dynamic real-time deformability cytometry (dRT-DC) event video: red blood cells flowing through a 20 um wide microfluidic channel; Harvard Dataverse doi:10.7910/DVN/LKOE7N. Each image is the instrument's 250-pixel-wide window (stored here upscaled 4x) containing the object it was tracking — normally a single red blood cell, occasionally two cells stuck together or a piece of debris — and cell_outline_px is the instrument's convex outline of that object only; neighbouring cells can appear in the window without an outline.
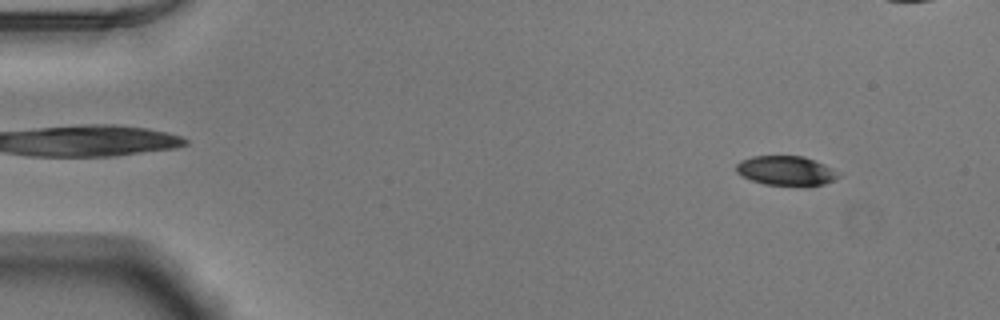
{"species": "Egyptian fruit bat (a non-hibernating species)", "species_latin": "Rousettus aegyptiacus", "temperature_condition": "warm", "stored_images_in_passage": 54, "camera_frame_rate_fps": 3000, "um_per_image_px": 0.085, "animal": {"sex": "male"}, "frame": {"image": 1, "passage_image": 6, "time_ms": 1.667, "image_size_px": [1000, 320], "cell_outline_px": [[840, 176], [824, 184], [764, 184], [752, 180], [736, 172], [736, 164], [740, 160], [752, 156], [804, 156], [824, 164], [840, 172]], "centroid_in_image_um": [66.8, 14.47], "position_along_channel_um": 18.2, "area_um2": 17.17}}
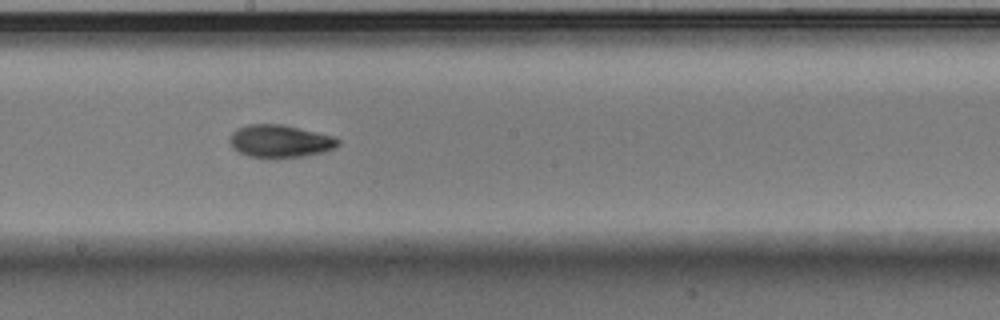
{"frame": {"image": 2, "passage_image": 30, "time_ms": 9.667, "image_size_px": [1000, 320], "cell_outline_px": [[340, 144], [324, 152], [308, 156], [248, 156], [240, 152], [232, 144], [232, 132], [236, 128], [248, 124], [280, 124], [332, 136], [340, 140]], "centroid_in_image_um": [23.83, 11.98], "position_along_channel_um": 224.4, "area_um2": 19.83}}
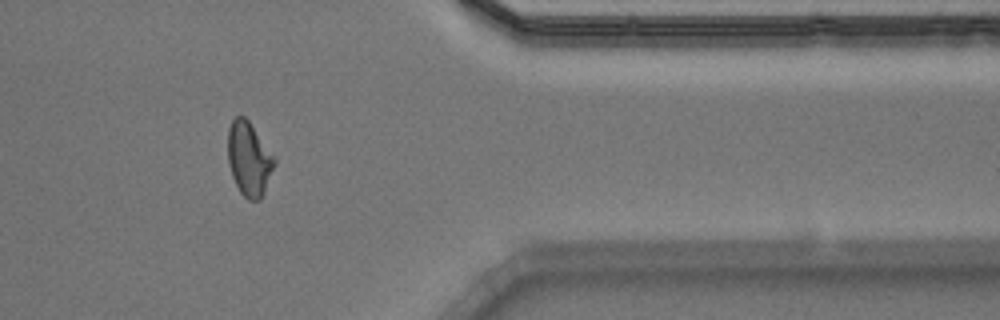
{"frame": {"image": 3, "passage_image": 44, "time_ms": 14.333, "image_size_px": [1000, 320], "cell_outline_px": [[276, 164], [264, 192], [260, 200], [248, 200], [240, 192], [232, 176], [228, 164], [228, 128], [232, 120], [236, 116], [244, 116], [248, 120], [276, 156]], "centroid_in_image_um": [21.18, 13.5], "position_along_channel_um": 390.2, "area_um2": 20.29}, "authors_computed_cell_mechanics": {"area_um2": 19.652, "velocity_mm_per_s": 3.9074, "shape_relaxation_time_tau1_ms": 3.5104, "shape_relaxation_time_tau2_ms": 3.1246, "deformation_change_tau1": 0.144, "deformation_change_tau2": 0.0894}}